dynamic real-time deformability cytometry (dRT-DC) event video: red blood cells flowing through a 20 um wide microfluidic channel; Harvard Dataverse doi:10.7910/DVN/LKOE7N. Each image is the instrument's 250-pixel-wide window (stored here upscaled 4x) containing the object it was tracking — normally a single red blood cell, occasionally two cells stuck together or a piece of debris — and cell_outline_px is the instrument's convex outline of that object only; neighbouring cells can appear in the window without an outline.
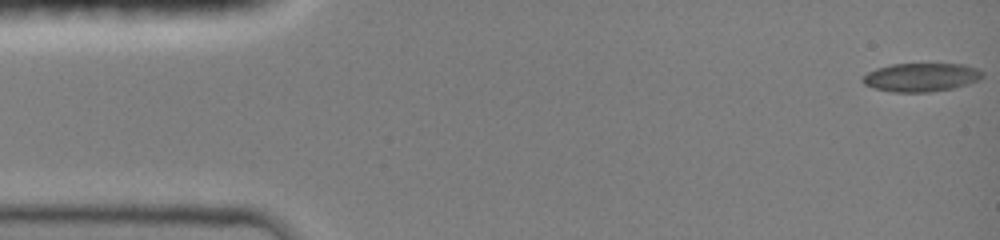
{"species": "common noctule bat (a hibernating species)", "species_latin": "Nyctalus noctula", "temperature_condition": "room temperature", "stored_images_in_passage": 45, "camera_frame_rate_fps": 3000, "um_per_image_px": 0.085, "animal": {"sex": "female", "body_mass_g": 19.0, "forearm_length_mm": 51.5}, "frame": {"image": 1, "passage_image": 1, "time_ms": 0.0, "image_size_px": [1000, 240], "cell_outline_px": [[984, 76], [976, 80], [952, 88], [928, 92], [892, 92], [876, 88], [864, 84], [860, 80], [860, 76], [876, 68], [892, 64], [964, 64], [976, 68], [984, 72]], "centroid_in_image_um": [78.24, 6.56], "position_along_channel_um": 6.8, "area_um2": 19.83}}
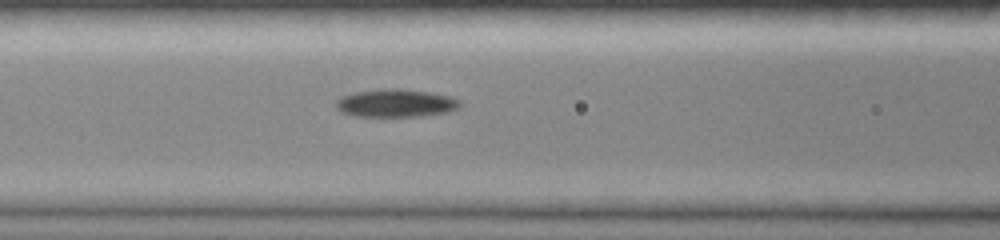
{"frame": {"image": 2, "passage_image": 19, "time_ms": 6.0, "image_size_px": [1000, 240], "cell_outline_px": [[460, 108], [448, 112], [416, 116], [356, 116], [344, 112], [336, 104], [336, 100], [344, 96], [356, 92], [384, 88], [404, 88], [452, 96], [460, 100]], "centroid_in_image_um": [33.72, 8.75], "position_along_channel_um": 132.9, "area_um2": 20.0}}
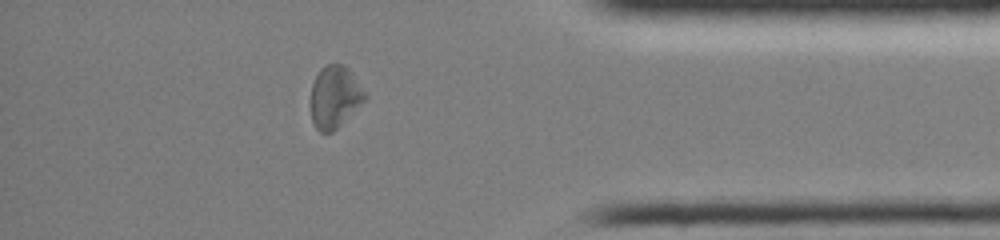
{"frame": {"image": 3, "passage_image": 39, "time_ms": 13.0, "image_size_px": [1000, 240], "cell_outline_px": [[368, 96], [332, 132], [320, 132], [316, 128], [312, 120], [312, 84], [320, 68], [328, 64], [344, 64], [348, 68], [368, 92]], "centroid_in_image_um": [28.48, 8.2], "position_along_channel_um": 406.7, "area_um2": 19.36}, "authors_computed_cell_mechanics": {"area_um2": 19.5364, "velocity_mm_per_s": 4.1249, "shape_relaxation_time_tau1_ms": 8.1894, "shape_relaxation_time_tau2_ms": 8.4082, "deformation_change_tau1": 0.1927, "deformation_change_tau2": 0.1859}}